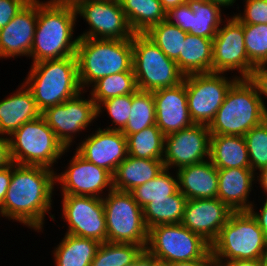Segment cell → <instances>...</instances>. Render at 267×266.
Returning a JSON list of instances; mask_svg holds the SVG:
<instances>
[{
	"instance_id": "6da1fadb",
	"label": "cell",
	"mask_w": 267,
	"mask_h": 266,
	"mask_svg": "<svg viewBox=\"0 0 267 266\" xmlns=\"http://www.w3.org/2000/svg\"><path fill=\"white\" fill-rule=\"evenodd\" d=\"M56 171L57 167L54 171L43 166L12 162L10 186L3 200L0 217L43 233L46 214H50L51 220L55 221V214H51V210Z\"/></svg>"
},
{
	"instance_id": "7a4b0ae2",
	"label": "cell",
	"mask_w": 267,
	"mask_h": 266,
	"mask_svg": "<svg viewBox=\"0 0 267 266\" xmlns=\"http://www.w3.org/2000/svg\"><path fill=\"white\" fill-rule=\"evenodd\" d=\"M77 19L75 8L38 0L37 25L29 55L31 63L75 56L79 41V36L74 37Z\"/></svg>"
},
{
	"instance_id": "3957f363",
	"label": "cell",
	"mask_w": 267,
	"mask_h": 266,
	"mask_svg": "<svg viewBox=\"0 0 267 266\" xmlns=\"http://www.w3.org/2000/svg\"><path fill=\"white\" fill-rule=\"evenodd\" d=\"M75 57L78 79L83 91L88 92L90 86L102 77L121 72H134L132 38L124 40L79 38Z\"/></svg>"
},
{
	"instance_id": "277c9868",
	"label": "cell",
	"mask_w": 267,
	"mask_h": 266,
	"mask_svg": "<svg viewBox=\"0 0 267 266\" xmlns=\"http://www.w3.org/2000/svg\"><path fill=\"white\" fill-rule=\"evenodd\" d=\"M23 82L31 90L41 112L82 91L75 56L32 63Z\"/></svg>"
},
{
	"instance_id": "5b68a950",
	"label": "cell",
	"mask_w": 267,
	"mask_h": 266,
	"mask_svg": "<svg viewBox=\"0 0 267 266\" xmlns=\"http://www.w3.org/2000/svg\"><path fill=\"white\" fill-rule=\"evenodd\" d=\"M267 118V112L255 87L247 79H238L208 125L211 135L244 136Z\"/></svg>"
},
{
	"instance_id": "8992f818",
	"label": "cell",
	"mask_w": 267,
	"mask_h": 266,
	"mask_svg": "<svg viewBox=\"0 0 267 266\" xmlns=\"http://www.w3.org/2000/svg\"><path fill=\"white\" fill-rule=\"evenodd\" d=\"M8 140L11 161L19 165L54 170V165L70 150L56 138L42 116L24 123Z\"/></svg>"
},
{
	"instance_id": "52a82bcc",
	"label": "cell",
	"mask_w": 267,
	"mask_h": 266,
	"mask_svg": "<svg viewBox=\"0 0 267 266\" xmlns=\"http://www.w3.org/2000/svg\"><path fill=\"white\" fill-rule=\"evenodd\" d=\"M211 252L221 262L261 259L267 254V241L257 220L249 211L233 212L211 244Z\"/></svg>"
},
{
	"instance_id": "ba28073f",
	"label": "cell",
	"mask_w": 267,
	"mask_h": 266,
	"mask_svg": "<svg viewBox=\"0 0 267 266\" xmlns=\"http://www.w3.org/2000/svg\"><path fill=\"white\" fill-rule=\"evenodd\" d=\"M132 47V68L139 90L155 91L183 82L185 75L176 61L168 58L145 33H134Z\"/></svg>"
},
{
	"instance_id": "9c48e42d",
	"label": "cell",
	"mask_w": 267,
	"mask_h": 266,
	"mask_svg": "<svg viewBox=\"0 0 267 266\" xmlns=\"http://www.w3.org/2000/svg\"><path fill=\"white\" fill-rule=\"evenodd\" d=\"M102 201L107 242L132 243L146 248L149 230L144 221L143 210L131 192L112 189Z\"/></svg>"
},
{
	"instance_id": "30bf717a",
	"label": "cell",
	"mask_w": 267,
	"mask_h": 266,
	"mask_svg": "<svg viewBox=\"0 0 267 266\" xmlns=\"http://www.w3.org/2000/svg\"><path fill=\"white\" fill-rule=\"evenodd\" d=\"M146 249L158 262L168 264L201 259L211 250V245L181 223H175L150 228Z\"/></svg>"
},
{
	"instance_id": "8fae6325",
	"label": "cell",
	"mask_w": 267,
	"mask_h": 266,
	"mask_svg": "<svg viewBox=\"0 0 267 266\" xmlns=\"http://www.w3.org/2000/svg\"><path fill=\"white\" fill-rule=\"evenodd\" d=\"M235 74L200 73L184 77L187 106L194 124L209 125L223 104L230 87L239 79Z\"/></svg>"
},
{
	"instance_id": "7c38bea8",
	"label": "cell",
	"mask_w": 267,
	"mask_h": 266,
	"mask_svg": "<svg viewBox=\"0 0 267 266\" xmlns=\"http://www.w3.org/2000/svg\"><path fill=\"white\" fill-rule=\"evenodd\" d=\"M86 92L82 90L75 97L62 104L49 107L41 113L48 126L54 131L56 138L65 148H71L77 134L79 136L82 130L86 131L97 121L95 102L89 95L87 98L84 97L83 94Z\"/></svg>"
},
{
	"instance_id": "4fadbf2b",
	"label": "cell",
	"mask_w": 267,
	"mask_h": 266,
	"mask_svg": "<svg viewBox=\"0 0 267 266\" xmlns=\"http://www.w3.org/2000/svg\"><path fill=\"white\" fill-rule=\"evenodd\" d=\"M224 19L213 38L212 72L237 71L239 79H247L255 65L247 56L243 24L234 15Z\"/></svg>"
},
{
	"instance_id": "5bb4252c",
	"label": "cell",
	"mask_w": 267,
	"mask_h": 266,
	"mask_svg": "<svg viewBox=\"0 0 267 266\" xmlns=\"http://www.w3.org/2000/svg\"><path fill=\"white\" fill-rule=\"evenodd\" d=\"M75 11L89 25L79 38L124 40L134 35L119 1L87 0Z\"/></svg>"
},
{
	"instance_id": "9a60e30c",
	"label": "cell",
	"mask_w": 267,
	"mask_h": 266,
	"mask_svg": "<svg viewBox=\"0 0 267 266\" xmlns=\"http://www.w3.org/2000/svg\"><path fill=\"white\" fill-rule=\"evenodd\" d=\"M62 218L68 226L67 234L107 241L106 217L102 198L91 196L61 195Z\"/></svg>"
},
{
	"instance_id": "2e32d148",
	"label": "cell",
	"mask_w": 267,
	"mask_h": 266,
	"mask_svg": "<svg viewBox=\"0 0 267 266\" xmlns=\"http://www.w3.org/2000/svg\"><path fill=\"white\" fill-rule=\"evenodd\" d=\"M66 167L61 173L55 174V183L57 187L60 185L58 189L60 188L61 195L103 198L113 189V175L86 161L76 151Z\"/></svg>"
},
{
	"instance_id": "e0dca14e",
	"label": "cell",
	"mask_w": 267,
	"mask_h": 266,
	"mask_svg": "<svg viewBox=\"0 0 267 266\" xmlns=\"http://www.w3.org/2000/svg\"><path fill=\"white\" fill-rule=\"evenodd\" d=\"M210 137L208 125L193 124L178 132L165 136L164 167L171 170L201 163L210 159Z\"/></svg>"
},
{
	"instance_id": "ac0fdd59",
	"label": "cell",
	"mask_w": 267,
	"mask_h": 266,
	"mask_svg": "<svg viewBox=\"0 0 267 266\" xmlns=\"http://www.w3.org/2000/svg\"><path fill=\"white\" fill-rule=\"evenodd\" d=\"M74 149L86 161L109 171L112 175L128 156L127 138L120 130L97 128L76 144Z\"/></svg>"
},
{
	"instance_id": "d6986e66",
	"label": "cell",
	"mask_w": 267,
	"mask_h": 266,
	"mask_svg": "<svg viewBox=\"0 0 267 266\" xmlns=\"http://www.w3.org/2000/svg\"><path fill=\"white\" fill-rule=\"evenodd\" d=\"M232 213L218 198L188 199L181 224L211 245Z\"/></svg>"
},
{
	"instance_id": "ffe728a7",
	"label": "cell",
	"mask_w": 267,
	"mask_h": 266,
	"mask_svg": "<svg viewBox=\"0 0 267 266\" xmlns=\"http://www.w3.org/2000/svg\"><path fill=\"white\" fill-rule=\"evenodd\" d=\"M37 16L38 0H30L6 26L0 29L1 59L29 57L37 25Z\"/></svg>"
},
{
	"instance_id": "44dd1931",
	"label": "cell",
	"mask_w": 267,
	"mask_h": 266,
	"mask_svg": "<svg viewBox=\"0 0 267 266\" xmlns=\"http://www.w3.org/2000/svg\"><path fill=\"white\" fill-rule=\"evenodd\" d=\"M152 92L155 101L156 125L164 136L194 124L187 106L184 81L176 86L160 88Z\"/></svg>"
},
{
	"instance_id": "7402d4cb",
	"label": "cell",
	"mask_w": 267,
	"mask_h": 266,
	"mask_svg": "<svg viewBox=\"0 0 267 266\" xmlns=\"http://www.w3.org/2000/svg\"><path fill=\"white\" fill-rule=\"evenodd\" d=\"M256 176L252 169H218L217 198L233 212L249 211L254 204V200L249 201V194L254 191L253 184L257 183Z\"/></svg>"
},
{
	"instance_id": "603a6c76",
	"label": "cell",
	"mask_w": 267,
	"mask_h": 266,
	"mask_svg": "<svg viewBox=\"0 0 267 266\" xmlns=\"http://www.w3.org/2000/svg\"><path fill=\"white\" fill-rule=\"evenodd\" d=\"M0 100V136L9 138L24 123L41 116L31 90L23 83Z\"/></svg>"
},
{
	"instance_id": "cb8c5ba5",
	"label": "cell",
	"mask_w": 267,
	"mask_h": 266,
	"mask_svg": "<svg viewBox=\"0 0 267 266\" xmlns=\"http://www.w3.org/2000/svg\"><path fill=\"white\" fill-rule=\"evenodd\" d=\"M179 191L188 199L217 198L218 169L208 159L175 170Z\"/></svg>"
},
{
	"instance_id": "d4e9b609",
	"label": "cell",
	"mask_w": 267,
	"mask_h": 266,
	"mask_svg": "<svg viewBox=\"0 0 267 266\" xmlns=\"http://www.w3.org/2000/svg\"><path fill=\"white\" fill-rule=\"evenodd\" d=\"M163 160L127 156L113 175V189L130 192L155 178L164 169Z\"/></svg>"
},
{
	"instance_id": "484cf974",
	"label": "cell",
	"mask_w": 267,
	"mask_h": 266,
	"mask_svg": "<svg viewBox=\"0 0 267 266\" xmlns=\"http://www.w3.org/2000/svg\"><path fill=\"white\" fill-rule=\"evenodd\" d=\"M210 160L217 169H251L248 150L243 136L211 135Z\"/></svg>"
},
{
	"instance_id": "4316f807",
	"label": "cell",
	"mask_w": 267,
	"mask_h": 266,
	"mask_svg": "<svg viewBox=\"0 0 267 266\" xmlns=\"http://www.w3.org/2000/svg\"><path fill=\"white\" fill-rule=\"evenodd\" d=\"M213 39L187 33L182 53L176 60L180 71L190 74L212 72Z\"/></svg>"
},
{
	"instance_id": "83f0119b",
	"label": "cell",
	"mask_w": 267,
	"mask_h": 266,
	"mask_svg": "<svg viewBox=\"0 0 267 266\" xmlns=\"http://www.w3.org/2000/svg\"><path fill=\"white\" fill-rule=\"evenodd\" d=\"M101 243L84 237L65 233L64 238L54 247L55 266H90Z\"/></svg>"
},
{
	"instance_id": "f1b7e54d",
	"label": "cell",
	"mask_w": 267,
	"mask_h": 266,
	"mask_svg": "<svg viewBox=\"0 0 267 266\" xmlns=\"http://www.w3.org/2000/svg\"><path fill=\"white\" fill-rule=\"evenodd\" d=\"M134 33H146L152 26L166 20L160 0H119Z\"/></svg>"
},
{
	"instance_id": "f546056e",
	"label": "cell",
	"mask_w": 267,
	"mask_h": 266,
	"mask_svg": "<svg viewBox=\"0 0 267 266\" xmlns=\"http://www.w3.org/2000/svg\"><path fill=\"white\" fill-rule=\"evenodd\" d=\"M186 3L193 11L190 14L189 34L213 39L224 21L223 8L208 0H187Z\"/></svg>"
},
{
	"instance_id": "4dcf8cb0",
	"label": "cell",
	"mask_w": 267,
	"mask_h": 266,
	"mask_svg": "<svg viewBox=\"0 0 267 266\" xmlns=\"http://www.w3.org/2000/svg\"><path fill=\"white\" fill-rule=\"evenodd\" d=\"M187 198L178 190L169 199L153 200L145 205L143 216L148 230L157 225L181 223Z\"/></svg>"
},
{
	"instance_id": "1f68e13d",
	"label": "cell",
	"mask_w": 267,
	"mask_h": 266,
	"mask_svg": "<svg viewBox=\"0 0 267 266\" xmlns=\"http://www.w3.org/2000/svg\"><path fill=\"white\" fill-rule=\"evenodd\" d=\"M124 135L127 138L129 156L142 159H163L165 136L157 125Z\"/></svg>"
},
{
	"instance_id": "d6a6232c",
	"label": "cell",
	"mask_w": 267,
	"mask_h": 266,
	"mask_svg": "<svg viewBox=\"0 0 267 266\" xmlns=\"http://www.w3.org/2000/svg\"><path fill=\"white\" fill-rule=\"evenodd\" d=\"M164 168L155 178L131 190L134 200L143 208L153 200L169 199L179 190L178 176Z\"/></svg>"
},
{
	"instance_id": "836d02e7",
	"label": "cell",
	"mask_w": 267,
	"mask_h": 266,
	"mask_svg": "<svg viewBox=\"0 0 267 266\" xmlns=\"http://www.w3.org/2000/svg\"><path fill=\"white\" fill-rule=\"evenodd\" d=\"M90 88L89 95L96 106L110 98L133 94L138 89L134 72H121L102 77L94 82Z\"/></svg>"
},
{
	"instance_id": "e575fe53",
	"label": "cell",
	"mask_w": 267,
	"mask_h": 266,
	"mask_svg": "<svg viewBox=\"0 0 267 266\" xmlns=\"http://www.w3.org/2000/svg\"><path fill=\"white\" fill-rule=\"evenodd\" d=\"M131 113L126 126L121 130L123 134H133L156 125L155 101L152 91L137 89L132 94Z\"/></svg>"
},
{
	"instance_id": "d590c367",
	"label": "cell",
	"mask_w": 267,
	"mask_h": 266,
	"mask_svg": "<svg viewBox=\"0 0 267 266\" xmlns=\"http://www.w3.org/2000/svg\"><path fill=\"white\" fill-rule=\"evenodd\" d=\"M143 249L132 243L106 241L99 245L90 266H129Z\"/></svg>"
},
{
	"instance_id": "8d00e7d4",
	"label": "cell",
	"mask_w": 267,
	"mask_h": 266,
	"mask_svg": "<svg viewBox=\"0 0 267 266\" xmlns=\"http://www.w3.org/2000/svg\"><path fill=\"white\" fill-rule=\"evenodd\" d=\"M145 34L168 58L176 61L180 53H182V46L187 32H184L168 20H164L152 26Z\"/></svg>"
},
{
	"instance_id": "74e56055",
	"label": "cell",
	"mask_w": 267,
	"mask_h": 266,
	"mask_svg": "<svg viewBox=\"0 0 267 266\" xmlns=\"http://www.w3.org/2000/svg\"><path fill=\"white\" fill-rule=\"evenodd\" d=\"M243 137L246 142L251 169L256 174L267 169V118Z\"/></svg>"
},
{
	"instance_id": "f35d334b",
	"label": "cell",
	"mask_w": 267,
	"mask_h": 266,
	"mask_svg": "<svg viewBox=\"0 0 267 266\" xmlns=\"http://www.w3.org/2000/svg\"><path fill=\"white\" fill-rule=\"evenodd\" d=\"M131 105L132 94L110 98L96 106L97 118L100 117L104 111L107 112L112 123L105 127V129L121 131L126 126L130 117Z\"/></svg>"
},
{
	"instance_id": "ab89813d",
	"label": "cell",
	"mask_w": 267,
	"mask_h": 266,
	"mask_svg": "<svg viewBox=\"0 0 267 266\" xmlns=\"http://www.w3.org/2000/svg\"><path fill=\"white\" fill-rule=\"evenodd\" d=\"M248 59L254 64H267V24L243 25Z\"/></svg>"
},
{
	"instance_id": "60d3db41",
	"label": "cell",
	"mask_w": 267,
	"mask_h": 266,
	"mask_svg": "<svg viewBox=\"0 0 267 266\" xmlns=\"http://www.w3.org/2000/svg\"><path fill=\"white\" fill-rule=\"evenodd\" d=\"M244 11L233 15L243 25L267 24V0H243Z\"/></svg>"
},
{
	"instance_id": "b9f144b4",
	"label": "cell",
	"mask_w": 267,
	"mask_h": 266,
	"mask_svg": "<svg viewBox=\"0 0 267 266\" xmlns=\"http://www.w3.org/2000/svg\"><path fill=\"white\" fill-rule=\"evenodd\" d=\"M247 80L255 87L257 95L261 98L262 104L267 112V105L264 100L267 98V64L255 65Z\"/></svg>"
},
{
	"instance_id": "7bdbcfd3",
	"label": "cell",
	"mask_w": 267,
	"mask_h": 266,
	"mask_svg": "<svg viewBox=\"0 0 267 266\" xmlns=\"http://www.w3.org/2000/svg\"><path fill=\"white\" fill-rule=\"evenodd\" d=\"M190 14H193V11L189 8L188 4L185 3L170 9L166 13V20L178 26L184 32L189 33Z\"/></svg>"
},
{
	"instance_id": "ee69618b",
	"label": "cell",
	"mask_w": 267,
	"mask_h": 266,
	"mask_svg": "<svg viewBox=\"0 0 267 266\" xmlns=\"http://www.w3.org/2000/svg\"><path fill=\"white\" fill-rule=\"evenodd\" d=\"M30 0H0V29L6 26Z\"/></svg>"
},
{
	"instance_id": "f6af8a7d",
	"label": "cell",
	"mask_w": 267,
	"mask_h": 266,
	"mask_svg": "<svg viewBox=\"0 0 267 266\" xmlns=\"http://www.w3.org/2000/svg\"><path fill=\"white\" fill-rule=\"evenodd\" d=\"M265 202L262 203V207H260V210H257V207L254 202V204L249 209V212L252 214V216L257 220L259 227L261 228L264 237L267 241V198L264 200ZM259 211V212H258Z\"/></svg>"
},
{
	"instance_id": "bcb514c9",
	"label": "cell",
	"mask_w": 267,
	"mask_h": 266,
	"mask_svg": "<svg viewBox=\"0 0 267 266\" xmlns=\"http://www.w3.org/2000/svg\"><path fill=\"white\" fill-rule=\"evenodd\" d=\"M12 175V163L5 168L0 169V211L2 210L3 200L10 186Z\"/></svg>"
},
{
	"instance_id": "7dc6e473",
	"label": "cell",
	"mask_w": 267,
	"mask_h": 266,
	"mask_svg": "<svg viewBox=\"0 0 267 266\" xmlns=\"http://www.w3.org/2000/svg\"><path fill=\"white\" fill-rule=\"evenodd\" d=\"M11 163L9 140L7 137L0 136V169L7 167Z\"/></svg>"
},
{
	"instance_id": "c3c4849f",
	"label": "cell",
	"mask_w": 267,
	"mask_h": 266,
	"mask_svg": "<svg viewBox=\"0 0 267 266\" xmlns=\"http://www.w3.org/2000/svg\"><path fill=\"white\" fill-rule=\"evenodd\" d=\"M214 259L211 250L201 259L170 262L169 266H209L211 261Z\"/></svg>"
},
{
	"instance_id": "681fc988",
	"label": "cell",
	"mask_w": 267,
	"mask_h": 266,
	"mask_svg": "<svg viewBox=\"0 0 267 266\" xmlns=\"http://www.w3.org/2000/svg\"><path fill=\"white\" fill-rule=\"evenodd\" d=\"M157 259L145 248L134 259V262L129 266H154Z\"/></svg>"
},
{
	"instance_id": "f907efd6",
	"label": "cell",
	"mask_w": 267,
	"mask_h": 266,
	"mask_svg": "<svg viewBox=\"0 0 267 266\" xmlns=\"http://www.w3.org/2000/svg\"><path fill=\"white\" fill-rule=\"evenodd\" d=\"M228 266H263V260L261 259H251L243 260L236 259L225 262Z\"/></svg>"
},
{
	"instance_id": "816d5d0a",
	"label": "cell",
	"mask_w": 267,
	"mask_h": 266,
	"mask_svg": "<svg viewBox=\"0 0 267 266\" xmlns=\"http://www.w3.org/2000/svg\"><path fill=\"white\" fill-rule=\"evenodd\" d=\"M87 0H47L48 3L56 6L72 7L76 8L79 4L86 2Z\"/></svg>"
},
{
	"instance_id": "f5cc1de1",
	"label": "cell",
	"mask_w": 267,
	"mask_h": 266,
	"mask_svg": "<svg viewBox=\"0 0 267 266\" xmlns=\"http://www.w3.org/2000/svg\"><path fill=\"white\" fill-rule=\"evenodd\" d=\"M257 184H260L261 190L264 191L265 197L267 198V169L262 170L261 172L257 173Z\"/></svg>"
},
{
	"instance_id": "db71d44e",
	"label": "cell",
	"mask_w": 267,
	"mask_h": 266,
	"mask_svg": "<svg viewBox=\"0 0 267 266\" xmlns=\"http://www.w3.org/2000/svg\"><path fill=\"white\" fill-rule=\"evenodd\" d=\"M163 9L168 12L170 9L175 8L176 6L185 4L187 0H160Z\"/></svg>"
},
{
	"instance_id": "11a10c76",
	"label": "cell",
	"mask_w": 267,
	"mask_h": 266,
	"mask_svg": "<svg viewBox=\"0 0 267 266\" xmlns=\"http://www.w3.org/2000/svg\"><path fill=\"white\" fill-rule=\"evenodd\" d=\"M208 1L217 4L222 8H229L231 6L233 7L234 3L236 2V0H208Z\"/></svg>"
},
{
	"instance_id": "9f6ffc18",
	"label": "cell",
	"mask_w": 267,
	"mask_h": 266,
	"mask_svg": "<svg viewBox=\"0 0 267 266\" xmlns=\"http://www.w3.org/2000/svg\"><path fill=\"white\" fill-rule=\"evenodd\" d=\"M209 266H228L225 262H221L217 259H213Z\"/></svg>"
},
{
	"instance_id": "6f0895ef",
	"label": "cell",
	"mask_w": 267,
	"mask_h": 266,
	"mask_svg": "<svg viewBox=\"0 0 267 266\" xmlns=\"http://www.w3.org/2000/svg\"><path fill=\"white\" fill-rule=\"evenodd\" d=\"M154 266H169L168 264H166V263H162V262H156L155 264H154Z\"/></svg>"
},
{
	"instance_id": "680465c9",
	"label": "cell",
	"mask_w": 267,
	"mask_h": 266,
	"mask_svg": "<svg viewBox=\"0 0 267 266\" xmlns=\"http://www.w3.org/2000/svg\"><path fill=\"white\" fill-rule=\"evenodd\" d=\"M263 266H267V254L262 258Z\"/></svg>"
}]
</instances>
